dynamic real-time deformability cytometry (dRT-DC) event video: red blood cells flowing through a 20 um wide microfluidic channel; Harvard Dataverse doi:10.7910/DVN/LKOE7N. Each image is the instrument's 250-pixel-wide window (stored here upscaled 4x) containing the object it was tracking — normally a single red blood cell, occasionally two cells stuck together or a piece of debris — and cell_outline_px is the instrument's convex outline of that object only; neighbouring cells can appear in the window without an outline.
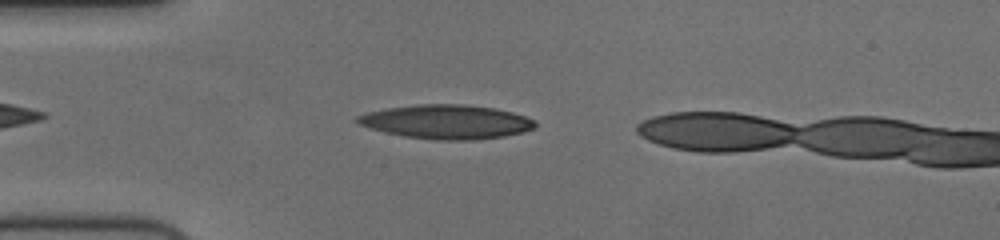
{"species": "human", "species_latin": "Homo sapiens", "temperature_condition": "cold", "stored_images_in_passage": 40, "camera_frame_rate_fps": 3000, "um_per_image_px": 0.085, "donor": {"sex": "female"}, "frame": {"image": 1, "passage_image": 6, "time_ms": 1.667, "image_size_px": [1000, 240], "cell_outline_px": [[536, 128], [524, 132], [504, 136], [476, 140], [436, 140], [404, 136], [384, 132], [360, 124], [352, 120], [356, 116], [368, 112], [384, 108], [416, 104], [464, 104], [496, 108], [512, 112], [536, 120]], "centroid_in_image_um": [37.96, 10.35], "position_along_channel_um": 47.0, "area_um2": 35.6}}
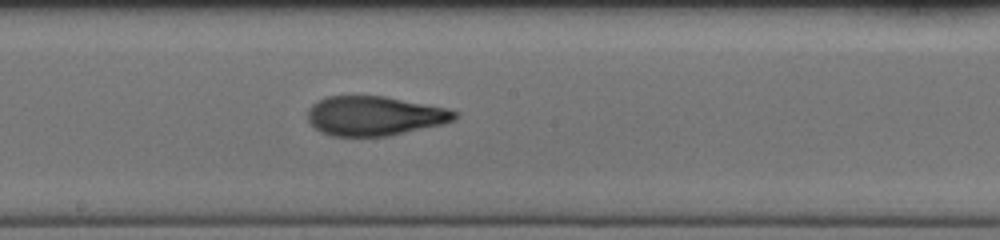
{"frame": {"image": 2, "passage_image": 21, "time_ms": 6.667, "image_size_px": [1000, 240], "cell_outline_px": [[460, 116], [456, 120], [444, 124], [388, 136], [332, 136], [320, 132], [308, 120], [308, 108], [316, 100], [324, 96], [384, 96], [448, 108], [456, 112]], "centroid_in_image_um": [31.85, 9.84], "position_along_channel_um": 216.4, "area_um2": 34.04}}
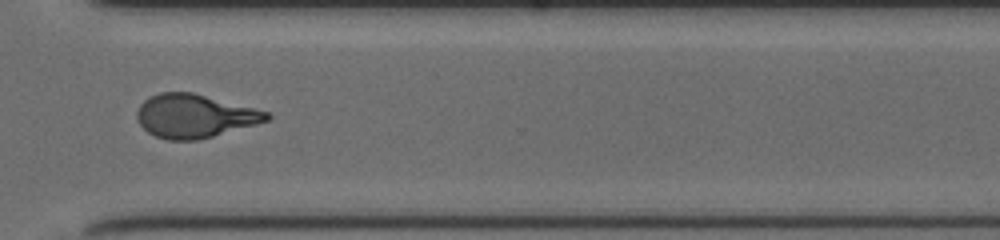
{"frame": {"image": 3, "passage_image": 32, "time_ms": 10.333, "image_size_px": [1000, 240], "cell_outline_px": [[272, 116], [268, 120], [256, 124], [212, 136], [196, 140], [168, 140], [156, 136], [148, 132], [136, 120], [136, 112], [140, 104], [144, 100], [160, 92], [192, 92], [268, 112]], "centroid_in_image_um": [16.5, 9.86], "position_along_channel_um": 354.1, "area_um2": 32.48}, "authors_computed_cell_mechanics": {"area_um2": 33.8419, "velocity_mm_per_s": 3.75, "shape_relaxation_time_tau1_ms": 5.8188, "shape_relaxation_time_tau2_ms": 2.1087, "deformation_change_tau1": 0.2392, "deformation_change_tau2": 0.1043}}